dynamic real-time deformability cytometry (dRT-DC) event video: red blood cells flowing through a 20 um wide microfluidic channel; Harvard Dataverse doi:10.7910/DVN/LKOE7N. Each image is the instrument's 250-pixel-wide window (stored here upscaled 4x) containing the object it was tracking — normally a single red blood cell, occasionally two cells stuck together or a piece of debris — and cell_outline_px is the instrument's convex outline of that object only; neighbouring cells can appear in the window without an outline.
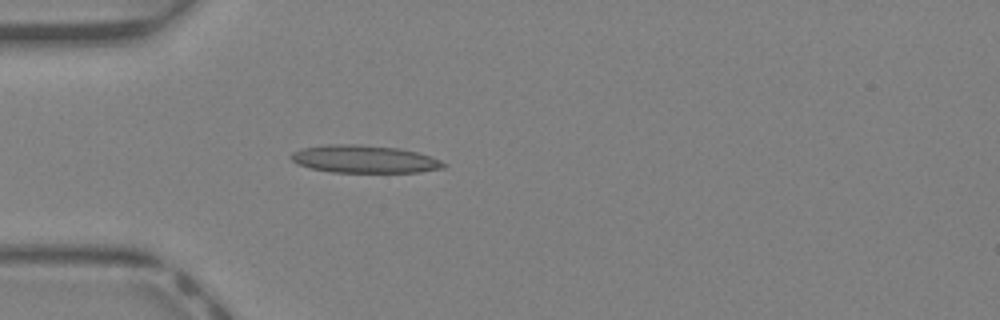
{"species": "Egyptian fruit bat (a non-hibernating species)", "species_latin": "Rousettus aegyptiacus", "temperature_condition": "warm", "stored_images_in_passage": 35, "camera_frame_rate_fps": 3000, "um_per_image_px": 0.085, "animal": {"sex": "female"}, "frame": {"image": 1, "passage_image": 6, "time_ms": 1.667, "image_size_px": [1000, 320], "cell_outline_px": [[448, 164], [444, 168], [420, 172], [332, 172], [312, 168], [300, 164], [292, 160], [288, 156], [292, 152], [300, 148], [324, 144], [356, 144], [400, 148], [432, 156]], "centroid_in_image_um": [30.98, 13.51], "position_along_channel_um": 54.0, "area_um2": 24.74}}
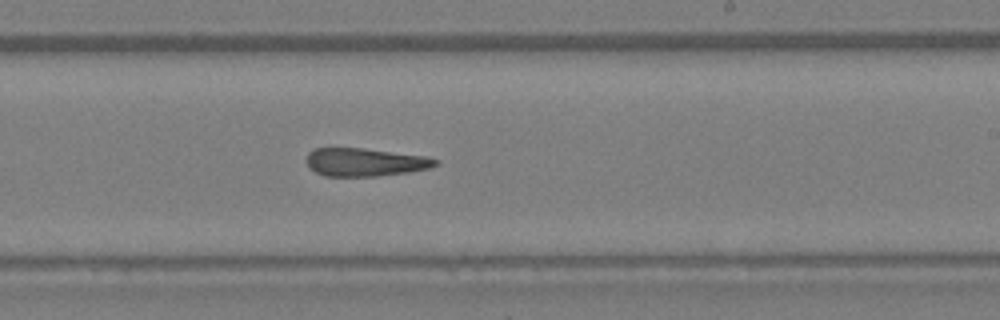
{"frame": {"image": 2, "passage_image": 19, "time_ms": 6.0, "image_size_px": [1000, 320], "cell_outline_px": [[440, 164], [432, 168], [408, 172], [376, 176], [324, 176], [316, 172], [304, 160], [308, 152], [312, 148], [364, 148], [428, 156], [440, 160]], "centroid_in_image_um": [31.07, 13.77], "position_along_channel_um": 257.9, "area_um2": 21.44}}
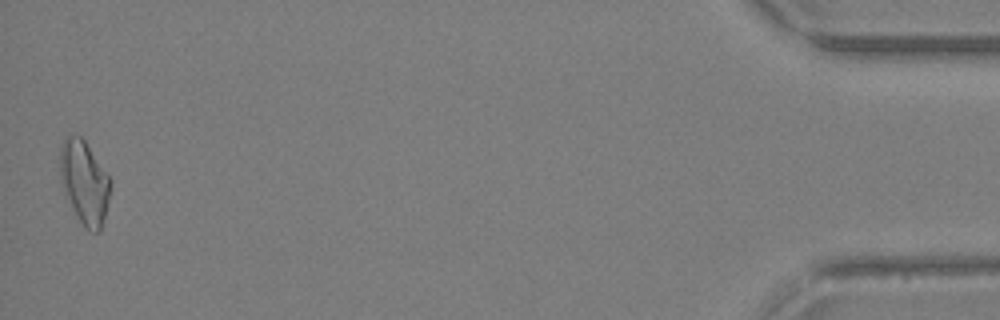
{"frame": {"image": 3, "passage_image": 35, "time_ms": 11.333, "image_size_px": [1000, 320], "cell_outline_px": [[112, 188], [100, 232], [88, 232], [84, 228], [64, 192], [60, 180], [60, 148], [64, 140], [68, 136], [80, 136], [84, 140], [112, 180]], "centroid_in_image_um": [7.19, 15.53], "position_along_channel_um": 428.0, "area_um2": 24.39}, "authors_computed_cell_mechanics": {"area_um2": 22.1952, "velocity_mm_per_s": 4.9259, "shape_relaxation_time_tau1_ms": null, "shape_relaxation_time_tau2_ms": 6.9037, "deformation_change_tau1": null, "deformation_change_tau2": 0.2371}}